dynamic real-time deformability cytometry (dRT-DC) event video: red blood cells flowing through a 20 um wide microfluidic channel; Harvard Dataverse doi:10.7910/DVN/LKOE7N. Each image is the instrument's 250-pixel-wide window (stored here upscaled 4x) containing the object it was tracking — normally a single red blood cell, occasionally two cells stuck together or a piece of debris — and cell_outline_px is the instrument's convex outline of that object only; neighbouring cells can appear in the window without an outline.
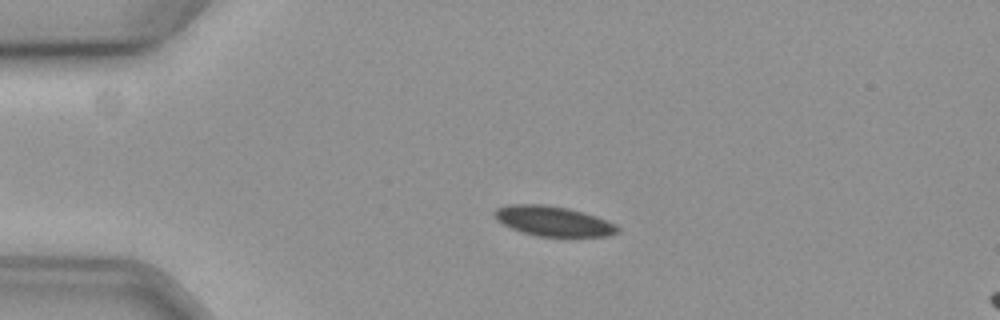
{"species": "common noctule bat (a hibernating species)", "species_latin": "Nyctalus noctula", "temperature_condition": "cold", "stored_images_in_passage": 53, "camera_frame_rate_fps": 3000, "um_per_image_px": 0.085, "animal": {"sex": "female", "body_mass_g": 19.3, "forearm_length_mm": 54.1}, "frame": {"image": 1, "passage_image": 8, "time_ms": 2.333, "image_size_px": [1000, 320], "cell_outline_px": [[620, 232], [608, 236], [536, 236], [512, 228], [496, 220], [492, 212], [496, 208], [508, 204], [540, 204], [568, 208], [596, 216], [608, 220], [616, 224], [620, 228]], "centroid_in_image_um": [47.04, 18.79], "position_along_channel_um": 38.0, "area_um2": 21.5}}
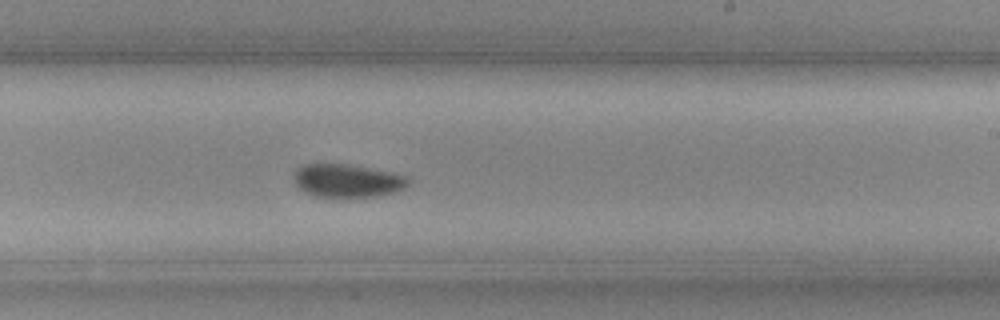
{"frame": {"image": 2, "passage_image": 30, "time_ms": 9.667, "image_size_px": [1000, 320], "cell_outline_px": [[408, 184], [404, 188], [392, 192], [376, 196], [348, 200], [340, 200], [312, 196], [304, 192], [296, 184], [292, 172], [296, 168], [304, 164], [348, 164], [408, 176]], "centroid_in_image_um": [29.45, 15.41], "position_along_channel_um": 259.6, "area_um2": 22.83}}
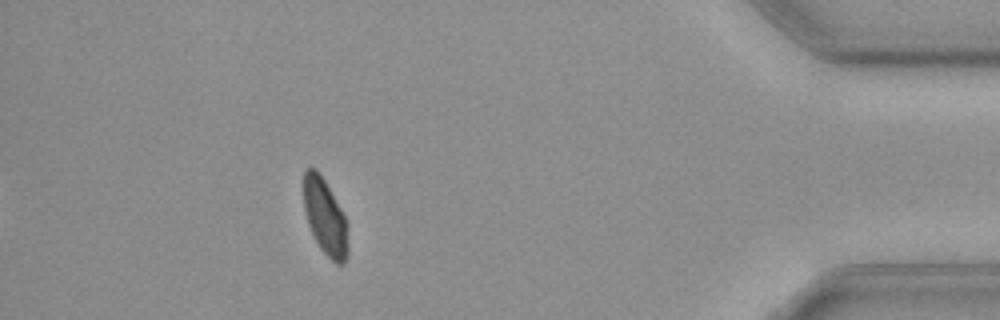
{"frame": {"image": 3, "passage_image": 47, "time_ms": 15.333, "image_size_px": [1000, 320], "cell_outline_px": [[348, 252], [344, 264], [336, 264], [320, 248], [308, 224], [304, 208], [304, 168], [316, 168], [320, 172], [340, 208], [348, 224]], "centroid_in_image_um": [27.64, 18.44], "position_along_channel_um": 407.6, "area_um2": 19.59}}